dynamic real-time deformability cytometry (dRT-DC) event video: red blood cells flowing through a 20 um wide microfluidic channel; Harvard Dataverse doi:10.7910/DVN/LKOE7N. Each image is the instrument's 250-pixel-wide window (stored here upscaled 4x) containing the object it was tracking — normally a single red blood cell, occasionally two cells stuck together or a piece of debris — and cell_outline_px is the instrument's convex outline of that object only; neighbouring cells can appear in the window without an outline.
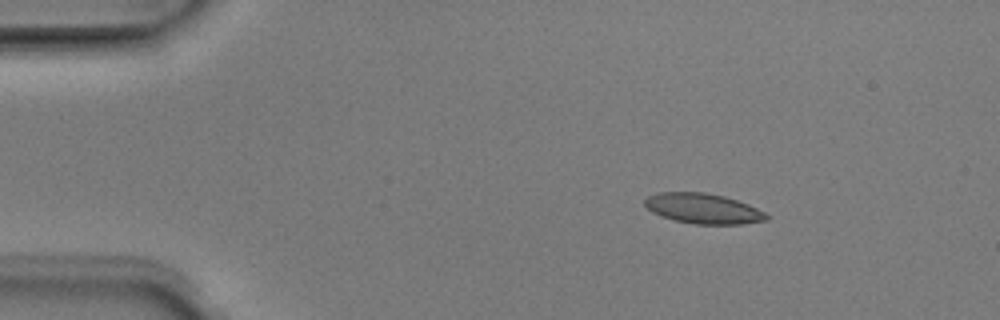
{"species": "Egyptian fruit bat (a non-hibernating species)", "species_latin": "Rousettus aegyptiacus", "temperature_condition": "room temperature", "stored_images_in_passage": 5, "camera_frame_rate_fps": 3000, "um_per_image_px": 0.085, "animal": {"sex": "male"}, "frame": {"image": 1, "passage_image": 3, "time_ms": 0.667, "image_size_px": [1000, 320], "cell_outline_px": [[768, 220], [740, 224], [696, 224], [676, 220], [660, 216], [652, 212], [644, 204], [644, 200], [648, 196], [656, 192], [704, 192], [724, 196], [748, 204], [764, 212], [768, 216]], "centroid_in_image_um": [59.74, 17.72], "position_along_channel_um": 25.3, "area_um2": 21.33}}